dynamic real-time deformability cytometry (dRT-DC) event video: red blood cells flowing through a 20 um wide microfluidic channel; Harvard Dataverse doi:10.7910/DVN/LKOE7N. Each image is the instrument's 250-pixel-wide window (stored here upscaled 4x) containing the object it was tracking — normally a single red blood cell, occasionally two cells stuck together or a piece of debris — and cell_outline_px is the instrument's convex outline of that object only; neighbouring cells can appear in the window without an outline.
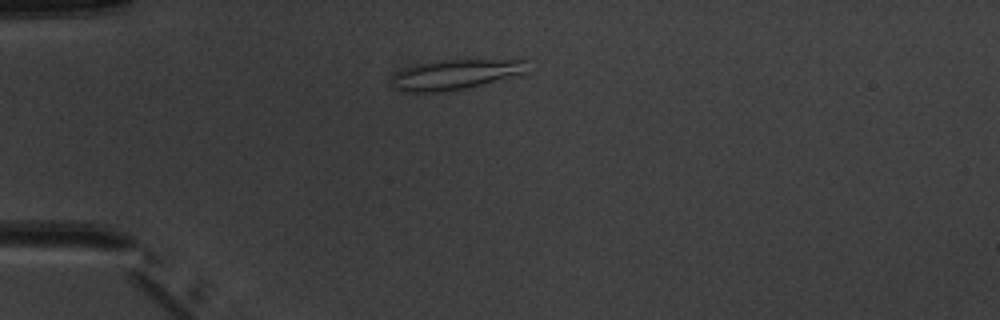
{"species": "common noctule bat (a hibernating species)", "species_latin": "Nyctalus noctula", "temperature_condition": "warm", "stored_images_in_passage": 5, "camera_frame_rate_fps": 3000, "um_per_image_px": 0.085, "animal": {"sex": "male", "body_mass_g": 20.1, "forearm_length_mm": 53.5}, "frame": {"image": 1, "passage_image": 2, "time_ms": 2.0, "image_size_px": [1000, 320], "cell_outline_px": [[532, 72], [464, 88], [440, 92], [408, 92], [396, 88], [392, 84], [392, 76], [396, 72], [412, 64], [440, 60], [528, 60]], "centroid_in_image_um": [38.75, 6.31], "position_along_channel_um": 46.2, "area_um2": 23.87}}
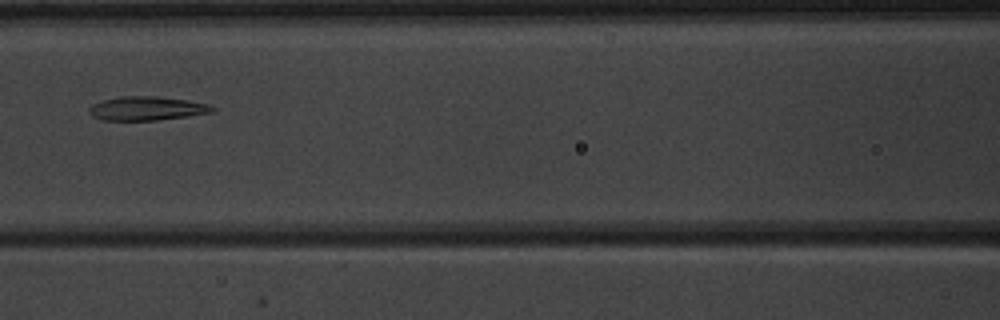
{"frame": {"image": 2, "passage_image": 5, "time_ms": 5.333, "image_size_px": [1000, 320], "cell_outline_px": [[216, 112], [188, 116], [156, 120], [100, 120], [92, 116], [88, 112], [88, 108], [92, 104], [104, 100], [120, 96], [160, 96], [188, 100], [208, 104], [216, 108]], "centroid_in_image_um": [12.49, 9.21], "position_along_channel_um": 154.1, "area_um2": 17.34}}